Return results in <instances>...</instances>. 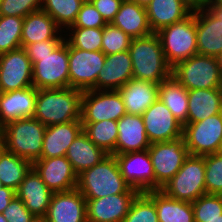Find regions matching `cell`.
Returning a JSON list of instances; mask_svg holds the SVG:
<instances>
[{
  "mask_svg": "<svg viewBox=\"0 0 222 222\" xmlns=\"http://www.w3.org/2000/svg\"><path fill=\"white\" fill-rule=\"evenodd\" d=\"M82 95L71 87L38 89L34 118L45 126L81 120Z\"/></svg>",
  "mask_w": 222,
  "mask_h": 222,
  "instance_id": "6da1fadb",
  "label": "cell"
},
{
  "mask_svg": "<svg viewBox=\"0 0 222 222\" xmlns=\"http://www.w3.org/2000/svg\"><path fill=\"white\" fill-rule=\"evenodd\" d=\"M133 66V78L160 84L171 76L157 33L132 39L128 49Z\"/></svg>",
  "mask_w": 222,
  "mask_h": 222,
  "instance_id": "7a4b0ae2",
  "label": "cell"
},
{
  "mask_svg": "<svg viewBox=\"0 0 222 222\" xmlns=\"http://www.w3.org/2000/svg\"><path fill=\"white\" fill-rule=\"evenodd\" d=\"M77 189L85 199H98L122 193H139L124 180L115 155H108L97 165L79 174Z\"/></svg>",
  "mask_w": 222,
  "mask_h": 222,
  "instance_id": "3957f363",
  "label": "cell"
},
{
  "mask_svg": "<svg viewBox=\"0 0 222 222\" xmlns=\"http://www.w3.org/2000/svg\"><path fill=\"white\" fill-rule=\"evenodd\" d=\"M45 131L34 117L11 121L2 128V147L33 163L41 158Z\"/></svg>",
  "mask_w": 222,
  "mask_h": 222,
  "instance_id": "277c9868",
  "label": "cell"
},
{
  "mask_svg": "<svg viewBox=\"0 0 222 222\" xmlns=\"http://www.w3.org/2000/svg\"><path fill=\"white\" fill-rule=\"evenodd\" d=\"M28 58L33 65V87L37 90L69 88V43L65 39L51 53Z\"/></svg>",
  "mask_w": 222,
  "mask_h": 222,
  "instance_id": "5b68a950",
  "label": "cell"
},
{
  "mask_svg": "<svg viewBox=\"0 0 222 222\" xmlns=\"http://www.w3.org/2000/svg\"><path fill=\"white\" fill-rule=\"evenodd\" d=\"M171 75L188 91L222 89V75L213 56L195 54L172 67Z\"/></svg>",
  "mask_w": 222,
  "mask_h": 222,
  "instance_id": "8992f818",
  "label": "cell"
},
{
  "mask_svg": "<svg viewBox=\"0 0 222 222\" xmlns=\"http://www.w3.org/2000/svg\"><path fill=\"white\" fill-rule=\"evenodd\" d=\"M157 34L161 40L165 59L171 68L198 54L195 8L189 17L162 28Z\"/></svg>",
  "mask_w": 222,
  "mask_h": 222,
  "instance_id": "52a82bcc",
  "label": "cell"
},
{
  "mask_svg": "<svg viewBox=\"0 0 222 222\" xmlns=\"http://www.w3.org/2000/svg\"><path fill=\"white\" fill-rule=\"evenodd\" d=\"M176 200L193 202L206 194L205 156H192L181 169L160 189Z\"/></svg>",
  "mask_w": 222,
  "mask_h": 222,
  "instance_id": "ba28073f",
  "label": "cell"
},
{
  "mask_svg": "<svg viewBox=\"0 0 222 222\" xmlns=\"http://www.w3.org/2000/svg\"><path fill=\"white\" fill-rule=\"evenodd\" d=\"M148 152L155 174V190H160L190 155L183 136L172 141L151 143Z\"/></svg>",
  "mask_w": 222,
  "mask_h": 222,
  "instance_id": "9c48e42d",
  "label": "cell"
},
{
  "mask_svg": "<svg viewBox=\"0 0 222 222\" xmlns=\"http://www.w3.org/2000/svg\"><path fill=\"white\" fill-rule=\"evenodd\" d=\"M127 114L118 90H87L81 99V123L120 120Z\"/></svg>",
  "mask_w": 222,
  "mask_h": 222,
  "instance_id": "30bf717a",
  "label": "cell"
},
{
  "mask_svg": "<svg viewBox=\"0 0 222 222\" xmlns=\"http://www.w3.org/2000/svg\"><path fill=\"white\" fill-rule=\"evenodd\" d=\"M183 137L192 156L219 152L222 141V112L200 122L185 124Z\"/></svg>",
  "mask_w": 222,
  "mask_h": 222,
  "instance_id": "8fae6325",
  "label": "cell"
},
{
  "mask_svg": "<svg viewBox=\"0 0 222 222\" xmlns=\"http://www.w3.org/2000/svg\"><path fill=\"white\" fill-rule=\"evenodd\" d=\"M105 59L102 51H86L69 44V87L82 92L95 90Z\"/></svg>",
  "mask_w": 222,
  "mask_h": 222,
  "instance_id": "7c38bea8",
  "label": "cell"
},
{
  "mask_svg": "<svg viewBox=\"0 0 222 222\" xmlns=\"http://www.w3.org/2000/svg\"><path fill=\"white\" fill-rule=\"evenodd\" d=\"M121 175L139 193L155 190V174L148 149L115 155Z\"/></svg>",
  "mask_w": 222,
  "mask_h": 222,
  "instance_id": "4fadbf2b",
  "label": "cell"
},
{
  "mask_svg": "<svg viewBox=\"0 0 222 222\" xmlns=\"http://www.w3.org/2000/svg\"><path fill=\"white\" fill-rule=\"evenodd\" d=\"M33 65L24 48L0 55V92L16 91L33 86Z\"/></svg>",
  "mask_w": 222,
  "mask_h": 222,
  "instance_id": "5bb4252c",
  "label": "cell"
},
{
  "mask_svg": "<svg viewBox=\"0 0 222 222\" xmlns=\"http://www.w3.org/2000/svg\"><path fill=\"white\" fill-rule=\"evenodd\" d=\"M142 118L150 143L172 141L183 136V125L159 99L147 108Z\"/></svg>",
  "mask_w": 222,
  "mask_h": 222,
  "instance_id": "9a60e30c",
  "label": "cell"
},
{
  "mask_svg": "<svg viewBox=\"0 0 222 222\" xmlns=\"http://www.w3.org/2000/svg\"><path fill=\"white\" fill-rule=\"evenodd\" d=\"M197 52L216 57L222 51V23L201 3L195 5Z\"/></svg>",
  "mask_w": 222,
  "mask_h": 222,
  "instance_id": "2e32d148",
  "label": "cell"
},
{
  "mask_svg": "<svg viewBox=\"0 0 222 222\" xmlns=\"http://www.w3.org/2000/svg\"><path fill=\"white\" fill-rule=\"evenodd\" d=\"M32 167L53 193L77 188L78 175L65 156L40 158L32 163Z\"/></svg>",
  "mask_w": 222,
  "mask_h": 222,
  "instance_id": "e0dca14e",
  "label": "cell"
},
{
  "mask_svg": "<svg viewBox=\"0 0 222 222\" xmlns=\"http://www.w3.org/2000/svg\"><path fill=\"white\" fill-rule=\"evenodd\" d=\"M45 217L48 222H88L86 199L77 188L54 192Z\"/></svg>",
  "mask_w": 222,
  "mask_h": 222,
  "instance_id": "ac0fdd59",
  "label": "cell"
},
{
  "mask_svg": "<svg viewBox=\"0 0 222 222\" xmlns=\"http://www.w3.org/2000/svg\"><path fill=\"white\" fill-rule=\"evenodd\" d=\"M197 3L194 0H151L145 7L153 33L189 17Z\"/></svg>",
  "mask_w": 222,
  "mask_h": 222,
  "instance_id": "d6986e66",
  "label": "cell"
},
{
  "mask_svg": "<svg viewBox=\"0 0 222 222\" xmlns=\"http://www.w3.org/2000/svg\"><path fill=\"white\" fill-rule=\"evenodd\" d=\"M139 193L107 195L86 199L88 222H123L129 208Z\"/></svg>",
  "mask_w": 222,
  "mask_h": 222,
  "instance_id": "ffe728a7",
  "label": "cell"
},
{
  "mask_svg": "<svg viewBox=\"0 0 222 222\" xmlns=\"http://www.w3.org/2000/svg\"><path fill=\"white\" fill-rule=\"evenodd\" d=\"M131 79H133V66L128 50L106 55L104 66L97 77L95 90H119Z\"/></svg>",
  "mask_w": 222,
  "mask_h": 222,
  "instance_id": "44dd1931",
  "label": "cell"
},
{
  "mask_svg": "<svg viewBox=\"0 0 222 222\" xmlns=\"http://www.w3.org/2000/svg\"><path fill=\"white\" fill-rule=\"evenodd\" d=\"M38 90L28 88L0 92V125L3 127L11 121L34 117Z\"/></svg>",
  "mask_w": 222,
  "mask_h": 222,
  "instance_id": "7402d4cb",
  "label": "cell"
},
{
  "mask_svg": "<svg viewBox=\"0 0 222 222\" xmlns=\"http://www.w3.org/2000/svg\"><path fill=\"white\" fill-rule=\"evenodd\" d=\"M15 192L16 196L23 201L25 207L34 216L46 215L53 192L33 167L26 174Z\"/></svg>",
  "mask_w": 222,
  "mask_h": 222,
  "instance_id": "603a6c76",
  "label": "cell"
},
{
  "mask_svg": "<svg viewBox=\"0 0 222 222\" xmlns=\"http://www.w3.org/2000/svg\"><path fill=\"white\" fill-rule=\"evenodd\" d=\"M118 138L112 155L144 151L150 147L142 116L125 114L117 121Z\"/></svg>",
  "mask_w": 222,
  "mask_h": 222,
  "instance_id": "cb8c5ba5",
  "label": "cell"
},
{
  "mask_svg": "<svg viewBox=\"0 0 222 222\" xmlns=\"http://www.w3.org/2000/svg\"><path fill=\"white\" fill-rule=\"evenodd\" d=\"M64 31L42 9L29 13L24 18L21 47L43 40H64Z\"/></svg>",
  "mask_w": 222,
  "mask_h": 222,
  "instance_id": "d4e9b609",
  "label": "cell"
},
{
  "mask_svg": "<svg viewBox=\"0 0 222 222\" xmlns=\"http://www.w3.org/2000/svg\"><path fill=\"white\" fill-rule=\"evenodd\" d=\"M82 131L81 120L46 126L41 158L65 156L68 147Z\"/></svg>",
  "mask_w": 222,
  "mask_h": 222,
  "instance_id": "484cf974",
  "label": "cell"
},
{
  "mask_svg": "<svg viewBox=\"0 0 222 222\" xmlns=\"http://www.w3.org/2000/svg\"><path fill=\"white\" fill-rule=\"evenodd\" d=\"M127 114L140 115L159 97V84L131 79L119 90Z\"/></svg>",
  "mask_w": 222,
  "mask_h": 222,
  "instance_id": "4316f807",
  "label": "cell"
},
{
  "mask_svg": "<svg viewBox=\"0 0 222 222\" xmlns=\"http://www.w3.org/2000/svg\"><path fill=\"white\" fill-rule=\"evenodd\" d=\"M132 39L152 34L146 8L131 0H123L115 19L111 22Z\"/></svg>",
  "mask_w": 222,
  "mask_h": 222,
  "instance_id": "83f0119b",
  "label": "cell"
},
{
  "mask_svg": "<svg viewBox=\"0 0 222 222\" xmlns=\"http://www.w3.org/2000/svg\"><path fill=\"white\" fill-rule=\"evenodd\" d=\"M188 123H196L222 112V89L188 91Z\"/></svg>",
  "mask_w": 222,
  "mask_h": 222,
  "instance_id": "f1b7e54d",
  "label": "cell"
},
{
  "mask_svg": "<svg viewBox=\"0 0 222 222\" xmlns=\"http://www.w3.org/2000/svg\"><path fill=\"white\" fill-rule=\"evenodd\" d=\"M109 154L96 146L82 131L68 147L65 157L77 175L97 165Z\"/></svg>",
  "mask_w": 222,
  "mask_h": 222,
  "instance_id": "f546056e",
  "label": "cell"
},
{
  "mask_svg": "<svg viewBox=\"0 0 222 222\" xmlns=\"http://www.w3.org/2000/svg\"><path fill=\"white\" fill-rule=\"evenodd\" d=\"M154 203L159 222H194L191 202L176 200L161 190L145 193Z\"/></svg>",
  "mask_w": 222,
  "mask_h": 222,
  "instance_id": "4dcf8cb0",
  "label": "cell"
},
{
  "mask_svg": "<svg viewBox=\"0 0 222 222\" xmlns=\"http://www.w3.org/2000/svg\"><path fill=\"white\" fill-rule=\"evenodd\" d=\"M183 126L188 123V90L172 75L159 84V97Z\"/></svg>",
  "mask_w": 222,
  "mask_h": 222,
  "instance_id": "1f68e13d",
  "label": "cell"
},
{
  "mask_svg": "<svg viewBox=\"0 0 222 222\" xmlns=\"http://www.w3.org/2000/svg\"><path fill=\"white\" fill-rule=\"evenodd\" d=\"M31 168L29 160L0 148V180L3 186L16 191Z\"/></svg>",
  "mask_w": 222,
  "mask_h": 222,
  "instance_id": "d6a6232c",
  "label": "cell"
},
{
  "mask_svg": "<svg viewBox=\"0 0 222 222\" xmlns=\"http://www.w3.org/2000/svg\"><path fill=\"white\" fill-rule=\"evenodd\" d=\"M83 132L99 148L112 155L118 138L117 121L106 120L94 123H82Z\"/></svg>",
  "mask_w": 222,
  "mask_h": 222,
  "instance_id": "836d02e7",
  "label": "cell"
},
{
  "mask_svg": "<svg viewBox=\"0 0 222 222\" xmlns=\"http://www.w3.org/2000/svg\"><path fill=\"white\" fill-rule=\"evenodd\" d=\"M83 3V0H42V10L65 32L75 22Z\"/></svg>",
  "mask_w": 222,
  "mask_h": 222,
  "instance_id": "e575fe53",
  "label": "cell"
},
{
  "mask_svg": "<svg viewBox=\"0 0 222 222\" xmlns=\"http://www.w3.org/2000/svg\"><path fill=\"white\" fill-rule=\"evenodd\" d=\"M65 40L74 48L86 51H101L103 28L69 27Z\"/></svg>",
  "mask_w": 222,
  "mask_h": 222,
  "instance_id": "d590c367",
  "label": "cell"
},
{
  "mask_svg": "<svg viewBox=\"0 0 222 222\" xmlns=\"http://www.w3.org/2000/svg\"><path fill=\"white\" fill-rule=\"evenodd\" d=\"M24 18L0 15V55L21 47Z\"/></svg>",
  "mask_w": 222,
  "mask_h": 222,
  "instance_id": "8d00e7d4",
  "label": "cell"
},
{
  "mask_svg": "<svg viewBox=\"0 0 222 222\" xmlns=\"http://www.w3.org/2000/svg\"><path fill=\"white\" fill-rule=\"evenodd\" d=\"M194 210V222H207L222 219V195L204 194L191 202Z\"/></svg>",
  "mask_w": 222,
  "mask_h": 222,
  "instance_id": "74e56055",
  "label": "cell"
},
{
  "mask_svg": "<svg viewBox=\"0 0 222 222\" xmlns=\"http://www.w3.org/2000/svg\"><path fill=\"white\" fill-rule=\"evenodd\" d=\"M123 222H159L155 203L145 193H139Z\"/></svg>",
  "mask_w": 222,
  "mask_h": 222,
  "instance_id": "f35d334b",
  "label": "cell"
},
{
  "mask_svg": "<svg viewBox=\"0 0 222 222\" xmlns=\"http://www.w3.org/2000/svg\"><path fill=\"white\" fill-rule=\"evenodd\" d=\"M131 40L132 38L123 30L114 26L112 23H107L106 26L103 27L101 51L105 55L126 51L130 47Z\"/></svg>",
  "mask_w": 222,
  "mask_h": 222,
  "instance_id": "ab89813d",
  "label": "cell"
},
{
  "mask_svg": "<svg viewBox=\"0 0 222 222\" xmlns=\"http://www.w3.org/2000/svg\"><path fill=\"white\" fill-rule=\"evenodd\" d=\"M205 187L207 194L222 195V154L205 155Z\"/></svg>",
  "mask_w": 222,
  "mask_h": 222,
  "instance_id": "60d3db41",
  "label": "cell"
},
{
  "mask_svg": "<svg viewBox=\"0 0 222 222\" xmlns=\"http://www.w3.org/2000/svg\"><path fill=\"white\" fill-rule=\"evenodd\" d=\"M42 9V0H0V15L25 18Z\"/></svg>",
  "mask_w": 222,
  "mask_h": 222,
  "instance_id": "b9f144b4",
  "label": "cell"
},
{
  "mask_svg": "<svg viewBox=\"0 0 222 222\" xmlns=\"http://www.w3.org/2000/svg\"><path fill=\"white\" fill-rule=\"evenodd\" d=\"M107 22L91 2H84L76 20L70 27L80 28H103Z\"/></svg>",
  "mask_w": 222,
  "mask_h": 222,
  "instance_id": "7bdbcfd3",
  "label": "cell"
},
{
  "mask_svg": "<svg viewBox=\"0 0 222 222\" xmlns=\"http://www.w3.org/2000/svg\"><path fill=\"white\" fill-rule=\"evenodd\" d=\"M7 222H29L34 216L17 196H14L3 211Z\"/></svg>",
  "mask_w": 222,
  "mask_h": 222,
  "instance_id": "ee69618b",
  "label": "cell"
},
{
  "mask_svg": "<svg viewBox=\"0 0 222 222\" xmlns=\"http://www.w3.org/2000/svg\"><path fill=\"white\" fill-rule=\"evenodd\" d=\"M123 0H92L91 3L99 11L107 23H111L119 11Z\"/></svg>",
  "mask_w": 222,
  "mask_h": 222,
  "instance_id": "f6af8a7d",
  "label": "cell"
},
{
  "mask_svg": "<svg viewBox=\"0 0 222 222\" xmlns=\"http://www.w3.org/2000/svg\"><path fill=\"white\" fill-rule=\"evenodd\" d=\"M63 40H43L24 47L27 57H42L51 53Z\"/></svg>",
  "mask_w": 222,
  "mask_h": 222,
  "instance_id": "bcb514c9",
  "label": "cell"
},
{
  "mask_svg": "<svg viewBox=\"0 0 222 222\" xmlns=\"http://www.w3.org/2000/svg\"><path fill=\"white\" fill-rule=\"evenodd\" d=\"M14 196H16V192L12 188L3 186L0 189V213H3Z\"/></svg>",
  "mask_w": 222,
  "mask_h": 222,
  "instance_id": "7dc6e473",
  "label": "cell"
},
{
  "mask_svg": "<svg viewBox=\"0 0 222 222\" xmlns=\"http://www.w3.org/2000/svg\"><path fill=\"white\" fill-rule=\"evenodd\" d=\"M201 4L207 9H215L218 6H222V0H203Z\"/></svg>",
  "mask_w": 222,
  "mask_h": 222,
  "instance_id": "c3c4849f",
  "label": "cell"
},
{
  "mask_svg": "<svg viewBox=\"0 0 222 222\" xmlns=\"http://www.w3.org/2000/svg\"><path fill=\"white\" fill-rule=\"evenodd\" d=\"M29 222H48L45 216H33Z\"/></svg>",
  "mask_w": 222,
  "mask_h": 222,
  "instance_id": "681fc988",
  "label": "cell"
},
{
  "mask_svg": "<svg viewBox=\"0 0 222 222\" xmlns=\"http://www.w3.org/2000/svg\"><path fill=\"white\" fill-rule=\"evenodd\" d=\"M210 10H212L219 17L222 23V6H218L215 9H210Z\"/></svg>",
  "mask_w": 222,
  "mask_h": 222,
  "instance_id": "f907efd6",
  "label": "cell"
},
{
  "mask_svg": "<svg viewBox=\"0 0 222 222\" xmlns=\"http://www.w3.org/2000/svg\"><path fill=\"white\" fill-rule=\"evenodd\" d=\"M131 1H134L138 5L146 7L150 3L151 0H131Z\"/></svg>",
  "mask_w": 222,
  "mask_h": 222,
  "instance_id": "816d5d0a",
  "label": "cell"
},
{
  "mask_svg": "<svg viewBox=\"0 0 222 222\" xmlns=\"http://www.w3.org/2000/svg\"><path fill=\"white\" fill-rule=\"evenodd\" d=\"M216 59L219 65L220 73L222 75V51L216 56Z\"/></svg>",
  "mask_w": 222,
  "mask_h": 222,
  "instance_id": "f5cc1de1",
  "label": "cell"
},
{
  "mask_svg": "<svg viewBox=\"0 0 222 222\" xmlns=\"http://www.w3.org/2000/svg\"><path fill=\"white\" fill-rule=\"evenodd\" d=\"M0 222H7V220L5 219L3 213H0Z\"/></svg>",
  "mask_w": 222,
  "mask_h": 222,
  "instance_id": "db71d44e",
  "label": "cell"
},
{
  "mask_svg": "<svg viewBox=\"0 0 222 222\" xmlns=\"http://www.w3.org/2000/svg\"><path fill=\"white\" fill-rule=\"evenodd\" d=\"M2 126L0 125V143H2Z\"/></svg>",
  "mask_w": 222,
  "mask_h": 222,
  "instance_id": "11a10c76",
  "label": "cell"
},
{
  "mask_svg": "<svg viewBox=\"0 0 222 222\" xmlns=\"http://www.w3.org/2000/svg\"><path fill=\"white\" fill-rule=\"evenodd\" d=\"M207 222H222V219H214V220H210V221H207Z\"/></svg>",
  "mask_w": 222,
  "mask_h": 222,
  "instance_id": "9f6ffc18",
  "label": "cell"
},
{
  "mask_svg": "<svg viewBox=\"0 0 222 222\" xmlns=\"http://www.w3.org/2000/svg\"><path fill=\"white\" fill-rule=\"evenodd\" d=\"M219 153L222 154V141H221V145H220V150H219Z\"/></svg>",
  "mask_w": 222,
  "mask_h": 222,
  "instance_id": "6f0895ef",
  "label": "cell"
},
{
  "mask_svg": "<svg viewBox=\"0 0 222 222\" xmlns=\"http://www.w3.org/2000/svg\"><path fill=\"white\" fill-rule=\"evenodd\" d=\"M196 3H201L203 0H194Z\"/></svg>",
  "mask_w": 222,
  "mask_h": 222,
  "instance_id": "680465c9",
  "label": "cell"
},
{
  "mask_svg": "<svg viewBox=\"0 0 222 222\" xmlns=\"http://www.w3.org/2000/svg\"><path fill=\"white\" fill-rule=\"evenodd\" d=\"M3 187V184H2V182H1V180H0V189Z\"/></svg>",
  "mask_w": 222,
  "mask_h": 222,
  "instance_id": "91938a15",
  "label": "cell"
},
{
  "mask_svg": "<svg viewBox=\"0 0 222 222\" xmlns=\"http://www.w3.org/2000/svg\"><path fill=\"white\" fill-rule=\"evenodd\" d=\"M84 2H91L92 0H83Z\"/></svg>",
  "mask_w": 222,
  "mask_h": 222,
  "instance_id": "94428289",
  "label": "cell"
}]
</instances>
